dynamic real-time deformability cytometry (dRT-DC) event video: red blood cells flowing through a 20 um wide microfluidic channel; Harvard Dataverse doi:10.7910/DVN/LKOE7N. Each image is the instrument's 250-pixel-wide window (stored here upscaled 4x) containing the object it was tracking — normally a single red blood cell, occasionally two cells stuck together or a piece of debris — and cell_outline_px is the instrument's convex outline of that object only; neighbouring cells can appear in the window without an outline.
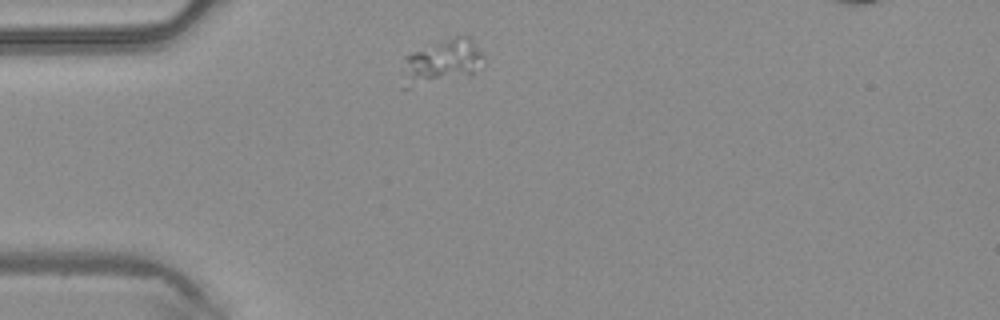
{"species": "common noctule bat (a hibernating species)", "species_latin": "Nyctalus noctula", "temperature_condition": "warm", "stored_images_in_passage": 1, "camera_frame_rate_fps": 3000, "um_per_image_px": 0.085, "animal": {"sex": "male", "body_mass_g": 20.4}, "frame": {"image": 1, "passage_image": 1, "time_ms": 0.0, "image_size_px": [1000, 320], "cell_outline_px": [[484, 68], [472, 72], [440, 76], [412, 76], [404, 72], [404, 56], [412, 52], [432, 44], [456, 36], [468, 36], [472, 40], [484, 56]], "centroid_in_image_um": [37.84, 4.97], "position_along_channel_um": 47.2, "area_um2": 17.46}}